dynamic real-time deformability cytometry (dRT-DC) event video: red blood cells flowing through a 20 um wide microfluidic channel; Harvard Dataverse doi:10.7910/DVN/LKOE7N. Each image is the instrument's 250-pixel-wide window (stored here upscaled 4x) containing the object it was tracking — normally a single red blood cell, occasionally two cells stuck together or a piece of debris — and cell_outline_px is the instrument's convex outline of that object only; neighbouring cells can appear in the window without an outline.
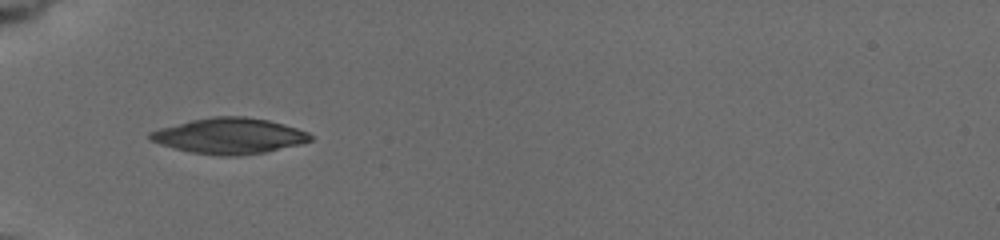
{"species": "common noctule bat (a hibernating species)", "species_latin": "Nyctalus noctula", "temperature_condition": "cold", "stored_images_in_passage": 53, "camera_frame_rate_fps": 3000, "um_per_image_px": 0.085, "animal": {"sex": "female", "body_mass_g": 19.5, "forearm_length_mm": 54.1}, "frame": {"image": 1, "passage_image": 1, "time_ms": 0.0, "image_size_px": [1000, 240], "cell_outline_px": [[312, 140], [300, 144], [264, 152], [236, 156], [220, 156], [192, 152], [160, 144], [148, 140], [148, 132], [160, 128], [192, 120], [216, 116], [244, 116], [268, 120], [284, 124], [308, 132], [312, 136]], "centroid_in_image_um": [19.49, 11.55], "position_along_channel_um": 65.5, "area_um2": 33.18}}
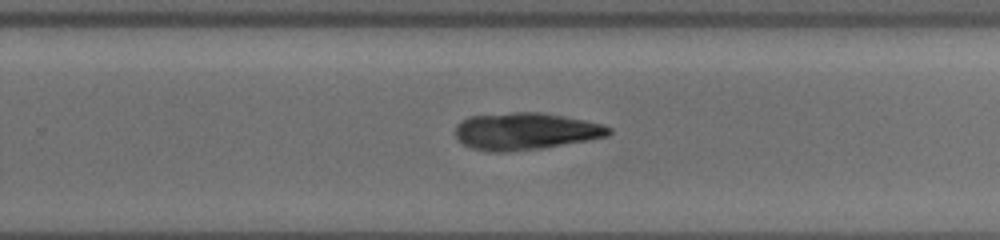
{"frame": {"image": 2, "passage_image": 32, "time_ms": 6.0, "image_size_px": [1000, 240], "cell_outline_px": [[612, 132], [608, 136], [588, 140], [544, 148], [504, 152], [492, 152], [472, 148], [456, 140], [456, 124], [468, 116], [512, 112], [540, 112], [564, 116], [584, 120], [600, 124], [612, 128]], "centroid_in_image_um": [44.64, 11.15], "position_along_channel_um": 285.2, "area_um2": 33.29}}
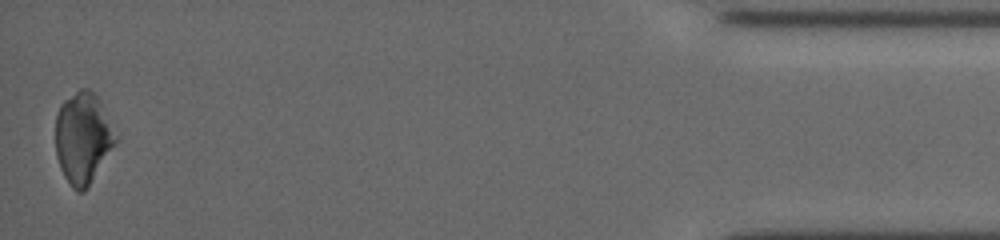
{"frame": {"image": 3, "passage_image": 52, "time_ms": 11.667, "image_size_px": [1000, 240], "cell_outline_px": [[120, 140], [88, 188], [84, 192], [76, 192], [72, 188], [64, 176], [60, 168], [56, 156], [56, 112], [60, 104], [64, 100], [80, 88], [88, 88], [100, 100], [120, 136]], "centroid_in_image_um": [7.1, 11.75], "position_along_channel_um": 428.1, "area_um2": 32.95}}